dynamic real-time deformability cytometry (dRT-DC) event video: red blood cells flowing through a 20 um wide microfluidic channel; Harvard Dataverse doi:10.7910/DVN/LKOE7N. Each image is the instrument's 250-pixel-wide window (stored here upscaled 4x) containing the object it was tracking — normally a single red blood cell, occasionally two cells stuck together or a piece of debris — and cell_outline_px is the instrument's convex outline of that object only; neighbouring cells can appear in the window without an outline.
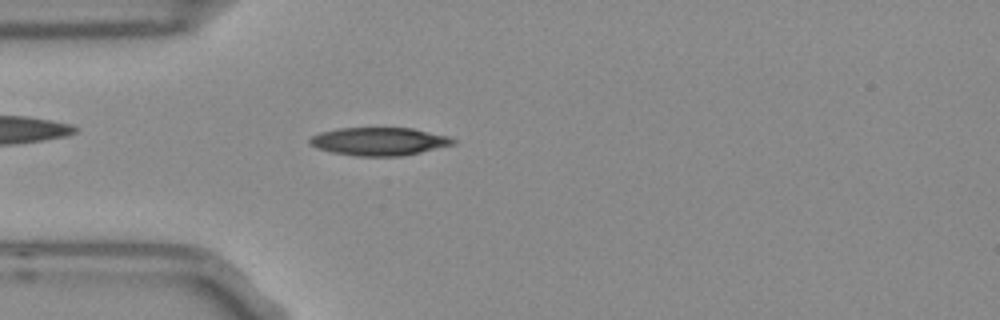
{"species": "Egyptian fruit bat (a non-hibernating species)", "species_latin": "Rousettus aegyptiacus", "temperature_condition": "room temperature", "stored_images_in_passage": 48, "camera_frame_rate_fps": 3000, "um_per_image_px": 0.085, "frame": {"image": 1, "passage_image": 9, "time_ms": 2.667, "image_size_px": [1000, 320], "cell_outline_px": [[456, 144], [420, 152], [400, 156], [356, 156], [332, 152], [316, 148], [308, 144], [308, 140], [312, 136], [320, 132], [340, 128], [412, 128], [448, 136], [456, 140]], "centroid_in_image_um": [32.21, 12.02], "position_along_channel_um": 52.8, "area_um2": 23.41}}
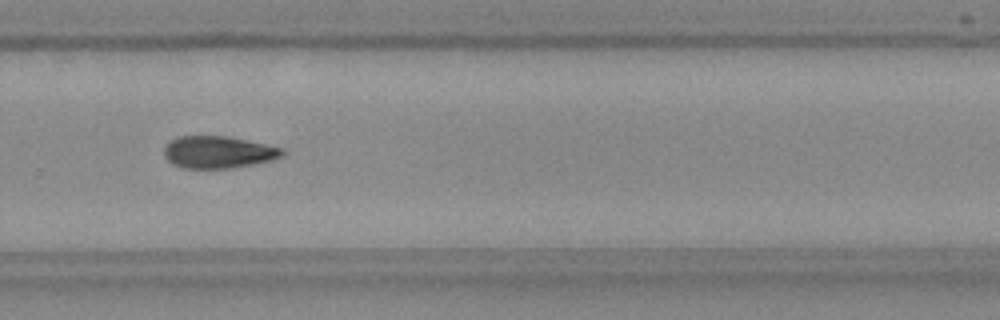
{"frame": {"image": 2, "passage_image": 30, "time_ms": 9.667, "image_size_px": [1000, 320], "cell_outline_px": [[284, 156], [272, 160], [256, 164], [228, 168], [184, 168], [172, 164], [164, 156], [164, 148], [172, 140], [180, 136], [228, 136], [284, 148]], "centroid_in_image_um": [18.58, 12.94], "position_along_channel_um": 311.2, "area_um2": 22.14}}
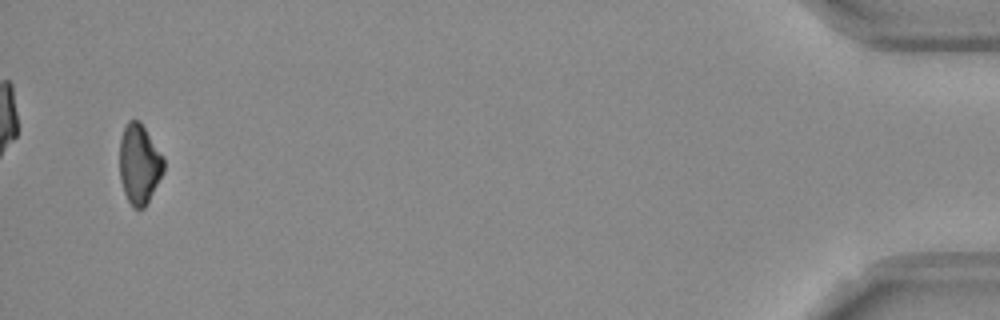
{"frame": {"image": 3, "passage_image": 46, "time_ms": 15.0, "image_size_px": [1000, 320], "cell_outline_px": [[164, 172], [144, 208], [132, 208], [124, 192], [120, 180], [120, 140], [124, 128], [128, 120], [140, 120], [164, 156]], "centroid_in_image_um": [11.85, 13.93], "position_along_channel_um": 423.4, "area_um2": 20.63}, "authors_computed_cell_mechanics": {"area_um2": 22.3108, "velocity_mm_per_s": 3.7626, "shape_relaxation_time_tau1_ms": 6.3565, "shape_relaxation_time_tau2_ms": null, "deformation_change_tau1": 0.1417, "deformation_change_tau2": null}}